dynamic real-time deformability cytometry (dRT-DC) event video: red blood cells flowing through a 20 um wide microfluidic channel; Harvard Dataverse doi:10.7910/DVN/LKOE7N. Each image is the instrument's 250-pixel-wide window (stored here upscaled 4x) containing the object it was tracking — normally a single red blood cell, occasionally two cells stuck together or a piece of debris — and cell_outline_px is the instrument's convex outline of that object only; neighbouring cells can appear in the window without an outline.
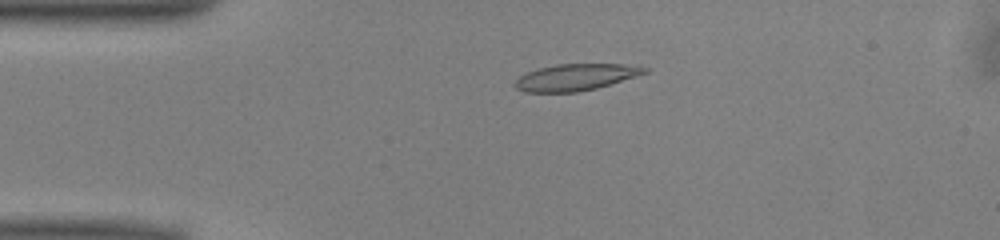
{"species": "common noctule bat (a hibernating species)", "species_latin": "Nyctalus noctula", "temperature_condition": "warm", "stored_images_in_passage": 34, "camera_frame_rate_fps": 3000, "um_per_image_px": 0.085, "animal": {"sex": "male", "body_mass_g": 13.0, "forearm_length_mm": 53.1}, "frame": {"image": 1, "passage_image": 3, "time_ms": 0.667, "image_size_px": [1000, 240], "cell_outline_px": [[648, 72], [636, 76], [596, 88], [576, 92], [524, 92], [516, 88], [512, 84], [520, 76], [528, 72], [540, 68], [556, 64], [624, 64], [648, 68]], "centroid_in_image_um": [48.9, 6.56], "position_along_channel_um": 36.1, "area_um2": 19.88}}
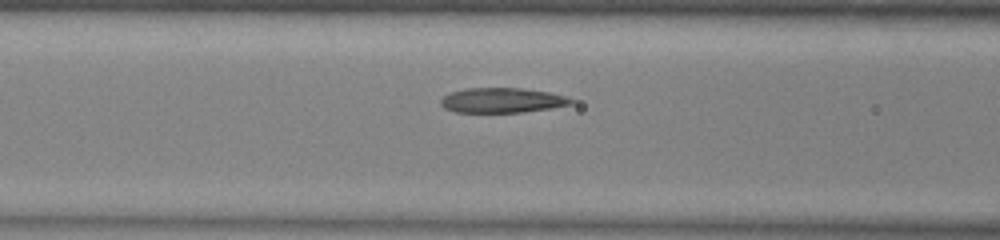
{"frame": {"image": 2, "passage_image": 12, "time_ms": 3.667, "image_size_px": [1000, 240], "cell_outline_px": [[576, 100], [572, 104], [552, 108], [524, 112], [456, 112], [444, 108], [440, 104], [440, 100], [444, 96], [452, 92], [464, 88], [520, 88], [552, 92], [568, 96]], "centroid_in_image_um": [42.74, 8.52], "position_along_channel_um": 123.9, "area_um2": 19.13}}
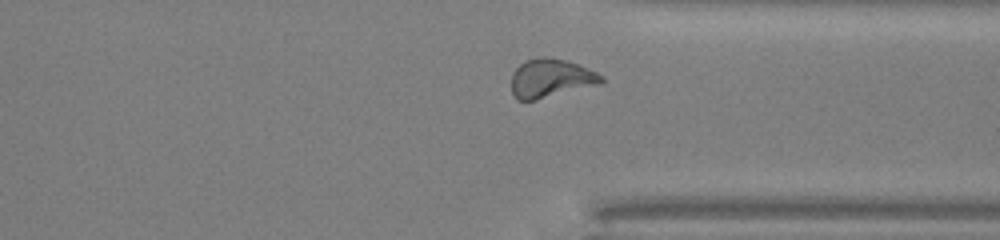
{"frame": {"image": 3, "passage_image": 30, "time_ms": 9.667, "image_size_px": [1000, 240], "cell_outline_px": [[604, 80], [600, 84], [536, 100], [516, 100], [512, 96], [512, 72], [520, 64], [528, 60], [544, 56], [568, 60], [588, 68], [604, 76]], "centroid_in_image_um": [46.82, 6.65], "position_along_channel_um": 364.6, "area_um2": 20.35}, "authors_computed_cell_mechanics": {"area_um2": 19.7387, "velocity_mm_per_s": 4.028, "shape_relaxation_time_tau1_ms": 6.1963, "shape_relaxation_time_tau2_ms": 1.8448, "deformation_change_tau1": 0.2023, "deformation_change_tau2": 0.0921}}